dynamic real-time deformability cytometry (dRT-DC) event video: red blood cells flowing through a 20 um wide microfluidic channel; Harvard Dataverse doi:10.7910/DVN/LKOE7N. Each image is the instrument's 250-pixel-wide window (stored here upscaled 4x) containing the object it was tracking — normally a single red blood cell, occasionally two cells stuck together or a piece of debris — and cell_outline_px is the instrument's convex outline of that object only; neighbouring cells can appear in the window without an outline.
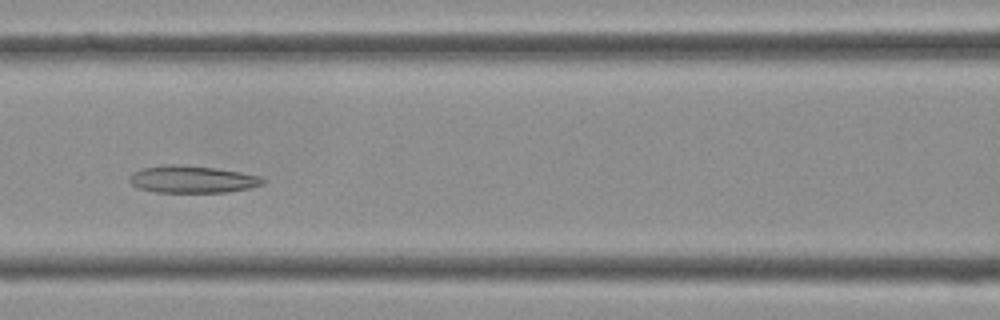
{"species": "Egyptian fruit bat (a non-hibernating species)", "species_latin": "Rousettus aegyptiacus", "temperature_condition": "cold", "stored_images_in_passage": 39, "camera_frame_rate_fps": 3000, "um_per_image_px": 0.085, "frame": {"image": 1, "passage_image": 16, "time_ms": 5.0, "image_size_px": [1000, 320], "cell_outline_px": [[264, 184], [248, 188], [228, 192], [156, 192], [136, 188], [128, 180], [128, 176], [132, 172], [140, 168], [164, 164], [180, 164], [216, 168], [264, 176]], "centroid_in_image_um": [16.3, 15.23], "position_along_channel_um": 150.3, "area_um2": 21.5}}
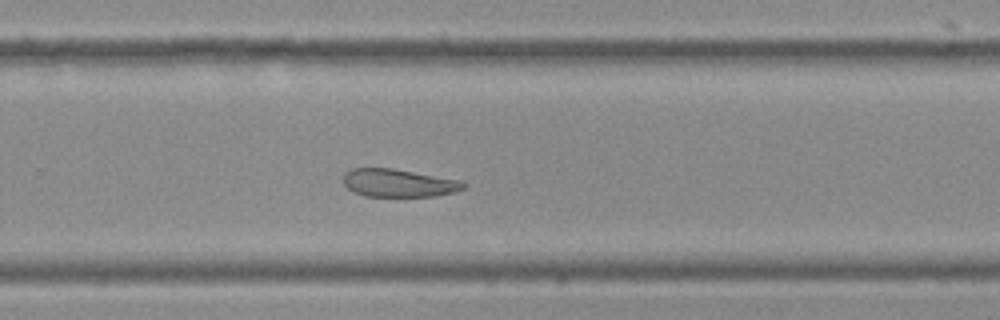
{"frame": {"image": 2, "passage_image": 25, "time_ms": 8.0, "image_size_px": [1000, 320], "cell_outline_px": [[468, 184], [464, 188], [456, 192], [436, 196], [364, 196], [352, 192], [344, 184], [344, 172], [352, 168], [392, 168], [456, 180]], "centroid_in_image_um": [33.84, 15.56], "position_along_channel_um": 296.0, "area_um2": 19.42}}
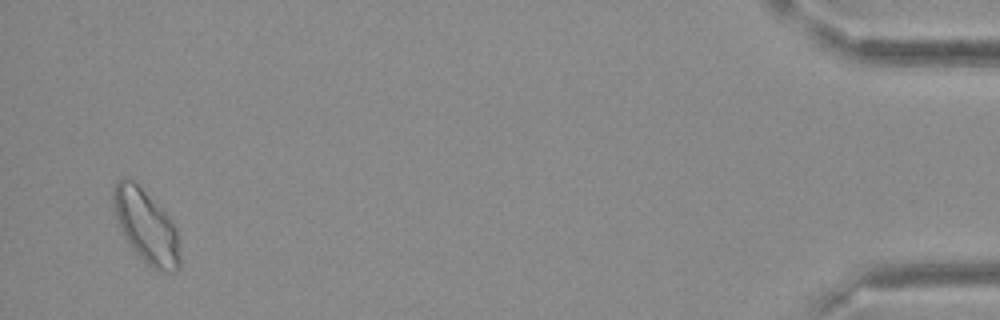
{"frame": {"image": 3, "passage_image": 38, "time_ms": 12.333, "image_size_px": [1000, 320], "cell_outline_px": [[180, 268], [176, 272], [168, 272], [152, 268], [132, 248], [124, 236], [120, 228], [112, 204], [112, 188], [124, 176], [132, 180], [168, 216], [176, 228], [180, 256]], "centroid_in_image_um": [12.41, 19.26], "position_along_channel_um": 422.8, "area_um2": 27.8}}